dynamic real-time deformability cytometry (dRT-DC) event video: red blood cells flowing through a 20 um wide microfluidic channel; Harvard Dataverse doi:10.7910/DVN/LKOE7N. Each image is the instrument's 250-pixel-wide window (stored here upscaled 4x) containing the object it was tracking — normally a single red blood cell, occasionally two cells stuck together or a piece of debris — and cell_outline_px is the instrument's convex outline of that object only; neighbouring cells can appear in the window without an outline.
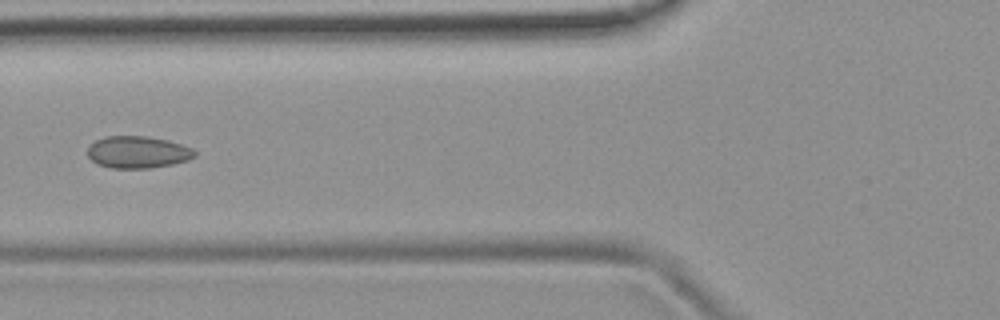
{"species": "common noctule bat (a hibernating species)", "species_latin": "Nyctalus noctula", "temperature_condition": "room temperature", "stored_images_in_passage": 4, "camera_frame_rate_fps": 3000, "um_per_image_px": 0.085, "animal": {"sex": "female", "body_mass_g": 19.9}, "frame": {"image": 1, "passage_image": 4, "time_ms": 4.333, "image_size_px": [1000, 320], "cell_outline_px": [[196, 156], [188, 160], [172, 164], [148, 168], [112, 168], [96, 164], [88, 156], [88, 144], [104, 136], [148, 136], [168, 140], [192, 148], [196, 152]], "centroid_in_image_um": [11.69, 12.92], "position_along_channel_um": 114.1, "area_um2": 20.11}}